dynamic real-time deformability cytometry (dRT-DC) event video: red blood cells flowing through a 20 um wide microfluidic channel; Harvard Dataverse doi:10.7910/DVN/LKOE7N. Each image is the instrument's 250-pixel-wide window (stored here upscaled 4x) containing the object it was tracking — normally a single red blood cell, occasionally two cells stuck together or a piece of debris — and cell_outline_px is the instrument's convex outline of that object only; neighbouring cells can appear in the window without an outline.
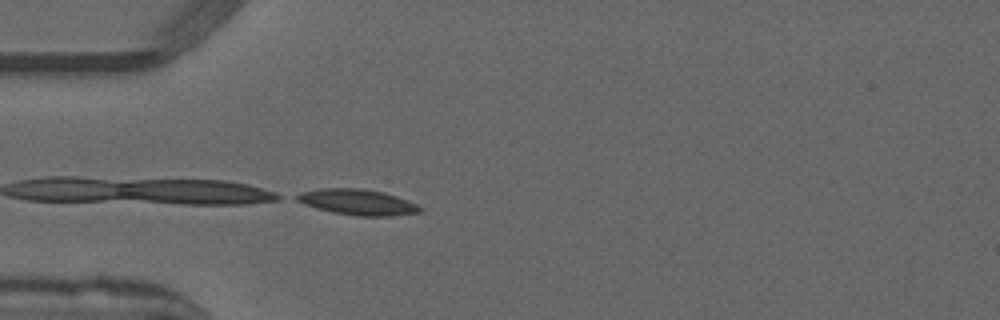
{"species": "common noctule bat (a hibernating species)", "species_latin": "Nyctalus noctula", "temperature_condition": "warm", "stored_images_in_passage": 2, "camera_frame_rate_fps": 3000, "um_per_image_px": 0.085, "animal": {"sex": "male", "forearm_length_mm": 52.5}, "frame": {"image": 1, "passage_image": 2, "time_ms": 0.333, "image_size_px": [1000, 320], "cell_outline_px": [[424, 208], [420, 212], [392, 216], [356, 216], [332, 212], [316, 208], [304, 204], [296, 200], [292, 196], [300, 192], [320, 188], [360, 188], [384, 192], [408, 200]], "centroid_in_image_um": [30.37, 17.18], "position_along_channel_um": 54.6, "area_um2": 18.67}}